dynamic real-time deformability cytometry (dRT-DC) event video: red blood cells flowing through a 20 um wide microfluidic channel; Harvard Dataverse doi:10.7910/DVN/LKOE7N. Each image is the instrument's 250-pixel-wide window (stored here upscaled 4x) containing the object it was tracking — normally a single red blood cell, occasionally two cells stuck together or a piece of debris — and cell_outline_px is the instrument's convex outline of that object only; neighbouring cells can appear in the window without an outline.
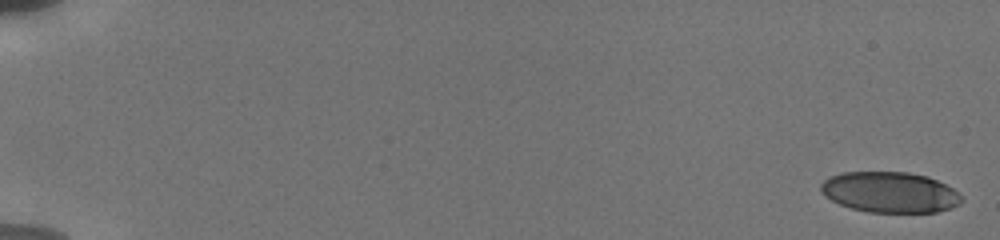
{"species": "human", "species_latin": "Homo sapiens", "temperature_condition": "cold", "stored_images_in_passage": 7, "camera_frame_rate_fps": 3000, "um_per_image_px": 0.085, "donor": {"sex": "male"}, "frame": {"image": 1, "passage_image": 1, "time_ms": 0.0, "image_size_px": [1000, 240], "cell_outline_px": [[964, 200], [960, 204], [952, 208], [936, 212], [868, 212], [852, 208], [840, 204], [824, 196], [820, 192], [820, 184], [824, 180], [832, 176], [844, 172], [908, 172], [928, 176], [952, 188]], "centroid_in_image_um": [75.64, 16.34], "position_along_channel_um": 9.4, "area_um2": 33.35}}
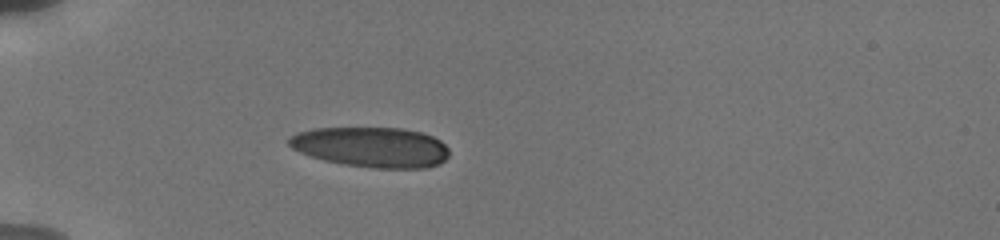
{"frame": {"image": 2, "passage_image": 6, "time_ms": 5.667, "image_size_px": [1000, 240], "cell_outline_px": [[448, 156], [440, 164], [424, 168], [376, 168], [344, 164], [324, 160], [300, 152], [292, 148], [288, 144], [288, 136], [296, 132], [312, 128], [404, 128], [420, 132], [432, 136], [440, 140], [448, 148]], "centroid_in_image_um": [31.55, 12.49], "position_along_channel_um": 53.4, "area_um2": 37.63}}